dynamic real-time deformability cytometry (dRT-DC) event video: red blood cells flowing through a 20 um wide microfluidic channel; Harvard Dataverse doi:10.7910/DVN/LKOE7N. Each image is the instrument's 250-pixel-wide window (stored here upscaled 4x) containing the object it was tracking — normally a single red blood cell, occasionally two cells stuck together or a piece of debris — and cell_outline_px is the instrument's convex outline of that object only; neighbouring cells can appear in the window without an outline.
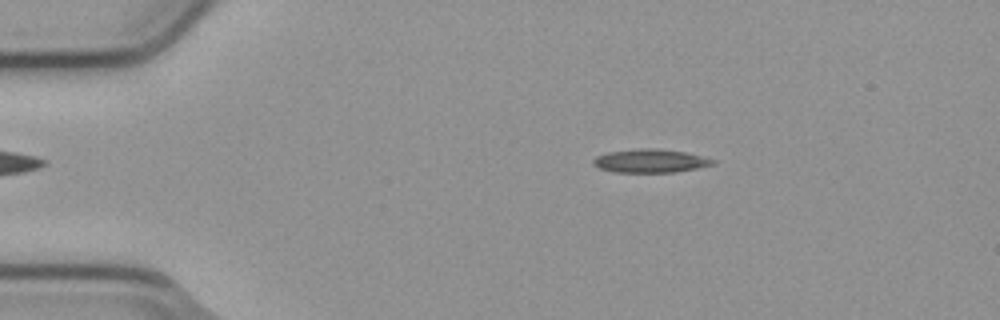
{"species": "common noctule bat (a hibernating species)", "species_latin": "Nyctalus noctula", "temperature_condition": "cold", "stored_images_in_passage": 53, "camera_frame_rate_fps": 3000, "um_per_image_px": 0.085, "animal": {"sex": "male", "body_mass_g": 23.1, "forearm_length_mm": 52.7}, "frame": {"image": 1, "passage_image": 9, "time_ms": 2.667, "image_size_px": [1000, 320], "cell_outline_px": [[716, 164], [676, 172], [612, 172], [596, 168], [592, 164], [592, 160], [596, 156], [608, 152], [640, 148], [648, 148], [684, 152], [716, 160]], "centroid_in_image_um": [55.22, 13.69], "position_along_channel_um": 29.8, "area_um2": 16.3}}
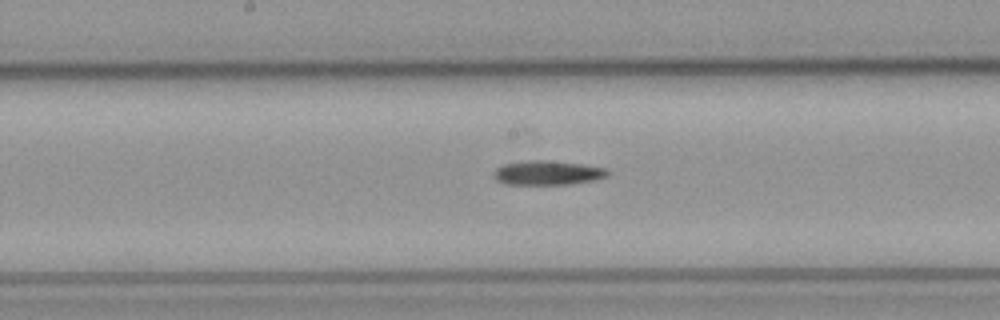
{"frame": {"image": 2, "passage_image": 27, "time_ms": 8.667, "image_size_px": [1000, 320], "cell_outline_px": [[608, 176], [596, 180], [572, 184], [508, 184], [496, 180], [492, 172], [496, 168], [504, 164], [532, 160], [540, 160], [580, 164], [604, 168], [608, 172]], "centroid_in_image_um": [46.53, 14.7], "position_along_channel_um": 201.7, "area_um2": 15.9}}
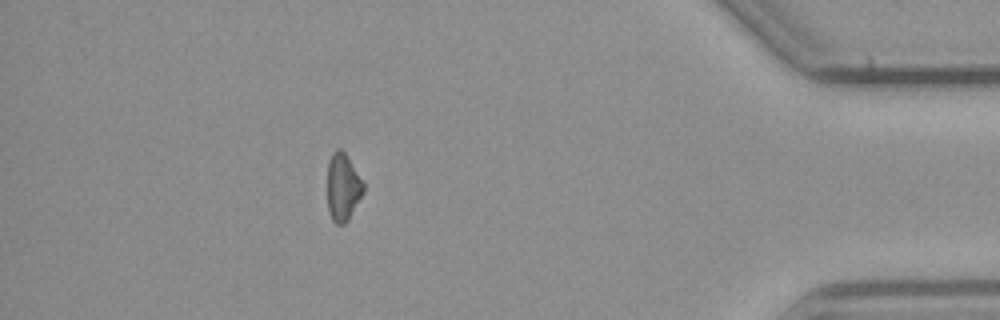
{"frame": {"image": 3, "passage_image": 47, "time_ms": 15.333, "image_size_px": [1000, 320], "cell_outline_px": [[364, 192], [348, 220], [344, 224], [336, 224], [332, 220], [328, 208], [328, 160], [332, 152], [336, 148], [340, 148], [344, 152], [364, 180]], "centroid_in_image_um": [29.16, 15.88], "position_along_channel_um": 406.0, "area_um2": 14.33}}